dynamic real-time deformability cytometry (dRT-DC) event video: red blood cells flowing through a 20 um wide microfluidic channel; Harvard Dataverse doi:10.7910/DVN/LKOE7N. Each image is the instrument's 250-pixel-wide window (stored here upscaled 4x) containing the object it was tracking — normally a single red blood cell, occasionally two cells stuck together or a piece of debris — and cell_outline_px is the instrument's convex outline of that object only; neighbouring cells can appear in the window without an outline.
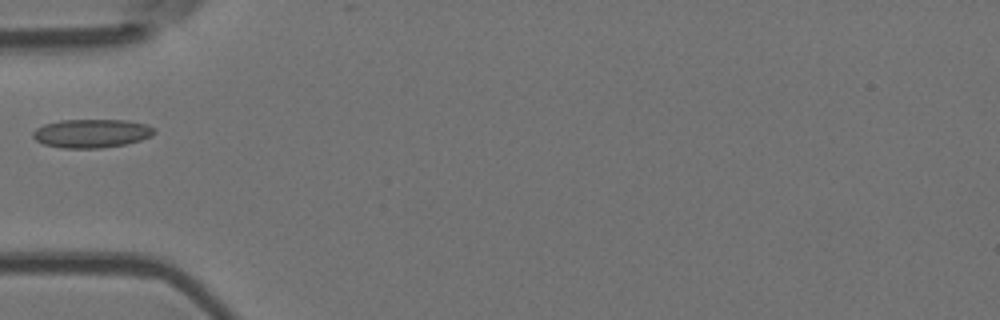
{"species": "Egyptian fruit bat (a non-hibernating species)", "species_latin": "Rousettus aegyptiacus", "temperature_condition": "room temperature", "stored_images_in_passage": 31, "camera_frame_rate_fps": 3000, "um_per_image_px": 0.085, "animal": {"sex": "female"}, "frame": {"image": 1, "passage_image": 1, "time_ms": 0.0, "image_size_px": [1000, 320], "cell_outline_px": [[156, 132], [152, 136], [140, 140], [124, 144], [100, 148], [60, 148], [44, 144], [36, 140], [32, 136], [32, 132], [36, 128], [44, 124], [60, 120], [128, 120], [148, 124], [156, 128]], "centroid_in_image_um": [7.8, 11.33], "position_along_channel_um": 77.2, "area_um2": 20.4}}
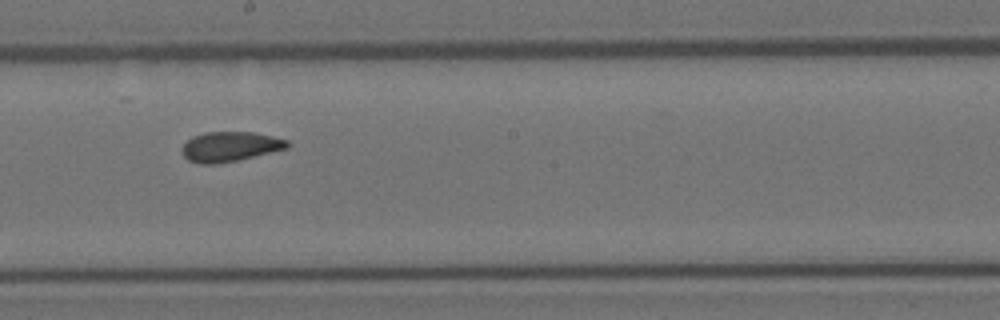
{"frame": {"image": 2, "passage_image": 13, "time_ms": 4.0, "image_size_px": [1000, 320], "cell_outline_px": [[292, 144], [288, 148], [236, 160], [216, 164], [200, 164], [188, 160], [180, 152], [180, 148], [192, 136], [204, 132], [252, 132], [272, 136], [288, 140]], "centroid_in_image_um": [19.53, 12.46], "position_along_channel_um": 228.7, "area_um2": 18.38}}
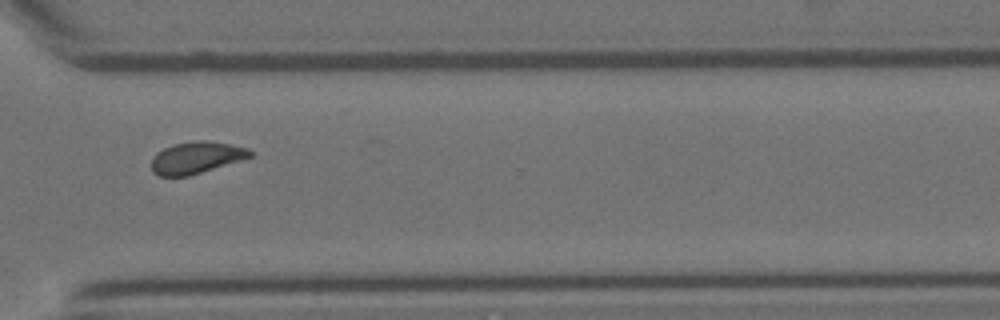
{"frame": {"image": 3, "passage_image": 23, "time_ms": 7.333, "image_size_px": [1000, 320], "cell_outline_px": [[252, 156], [240, 160], [188, 176], [160, 176], [152, 172], [152, 156], [156, 152], [164, 148], [176, 144], [196, 140], [208, 140], [248, 148], [252, 152]], "centroid_in_image_um": [16.65, 13.39], "position_along_channel_um": 354.0, "area_um2": 18.09}}